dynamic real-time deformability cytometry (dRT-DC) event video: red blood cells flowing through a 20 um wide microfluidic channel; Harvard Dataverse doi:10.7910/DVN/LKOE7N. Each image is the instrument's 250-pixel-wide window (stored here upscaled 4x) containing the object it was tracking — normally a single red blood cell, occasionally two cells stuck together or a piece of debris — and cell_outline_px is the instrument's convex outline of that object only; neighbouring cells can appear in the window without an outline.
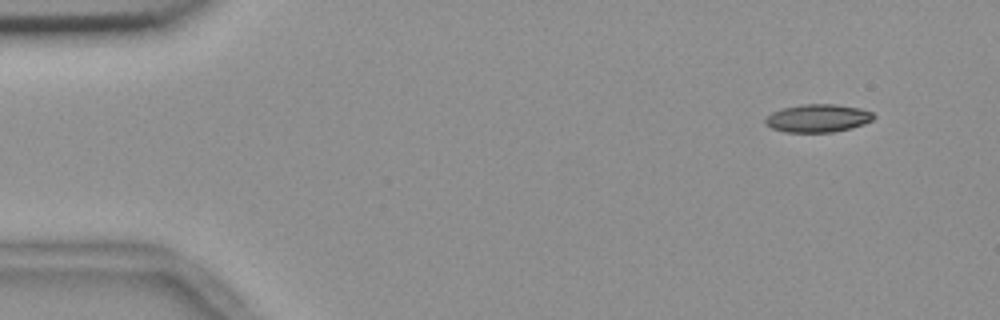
{"species": "common noctule bat (a hibernating species)", "species_latin": "Nyctalus noctula", "temperature_condition": "room temperature", "stored_images_in_passage": 5, "segment_of_instrument_passage": [1, 2], "camera_frame_rate_fps": 3000, "um_per_image_px": 0.085, "animal": {"sex": "female", "body_mass_g": 18.4}, "frame": {"image": 1, "passage_image": 1, "time_ms": 0.0, "image_size_px": [1000, 320], "cell_outline_px": [[876, 116], [872, 120], [864, 124], [852, 128], [832, 132], [784, 132], [772, 128], [764, 124], [764, 120], [772, 112], [784, 108], [804, 104], [836, 104], [860, 108], [872, 112]], "centroid_in_image_um": [69.53, 10.05], "position_along_channel_um": 15.5, "area_um2": 17.69}}